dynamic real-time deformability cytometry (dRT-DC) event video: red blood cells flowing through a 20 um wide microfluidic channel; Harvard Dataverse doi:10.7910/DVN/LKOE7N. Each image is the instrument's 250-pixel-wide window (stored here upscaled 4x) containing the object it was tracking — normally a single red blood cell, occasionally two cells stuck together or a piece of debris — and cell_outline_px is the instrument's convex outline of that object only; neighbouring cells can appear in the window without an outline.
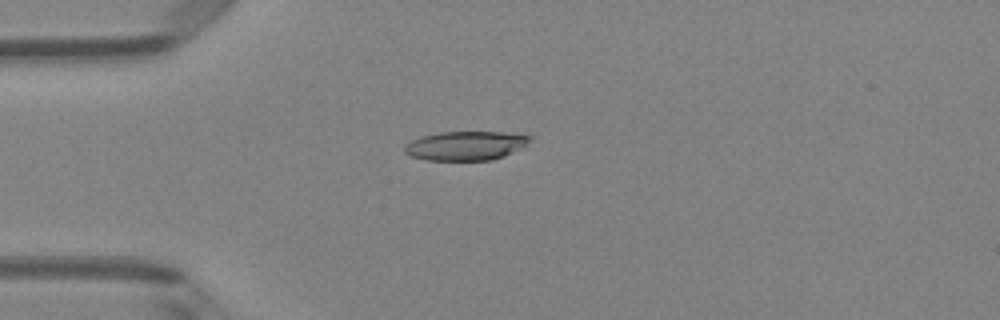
{"species": "Egyptian fruit bat (a non-hibernating species)", "species_latin": "Rousettus aegyptiacus", "temperature_condition": "room temperature", "stored_images_in_passage": 50, "camera_frame_rate_fps": 3000, "um_per_image_px": 0.085, "animal": {"sex": "female"}, "frame": {"image": 1, "passage_image": 13, "time_ms": 4.0, "image_size_px": [1000, 320], "cell_outline_px": [[536, 136], [532, 140], [520, 148], [504, 156], [492, 160], [424, 160], [412, 156], [404, 152], [404, 144], [420, 136], [440, 132], [500, 132]], "centroid_in_image_um": [39.58, 12.38], "position_along_channel_um": 45.4, "area_um2": 21.33}}
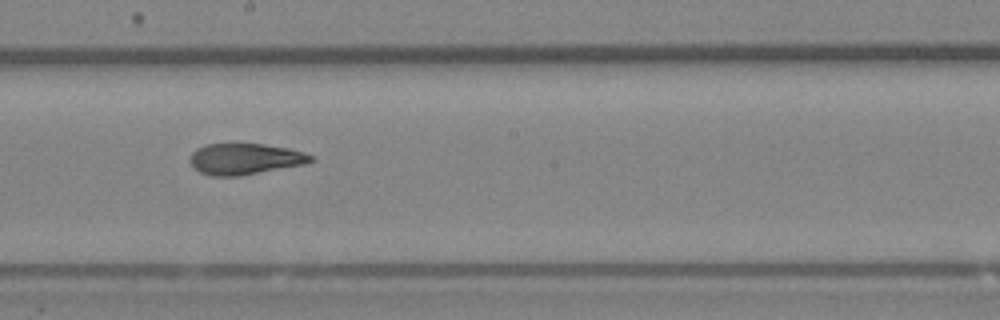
{"frame": {"image": 2, "passage_image": 28, "time_ms": 9.0, "image_size_px": [1000, 320], "cell_outline_px": [[316, 160], [304, 164], [240, 176], [212, 176], [200, 172], [188, 160], [188, 156], [196, 148], [204, 144], [264, 144], [288, 148], [304, 152], [316, 156]], "centroid_in_image_um": [20.83, 13.5], "position_along_channel_um": 227.4, "area_um2": 22.08}}
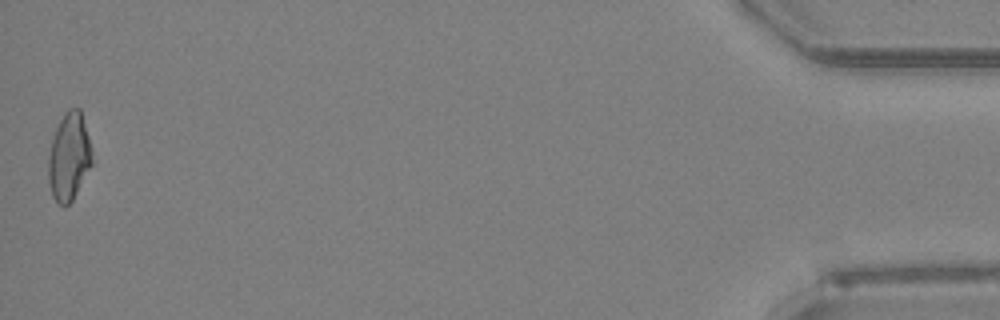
{"frame": {"image": 3, "passage_image": 50, "time_ms": 16.333, "image_size_px": [1000, 320], "cell_outline_px": [[92, 164], [72, 200], [64, 208], [56, 204], [52, 196], [48, 180], [48, 160], [52, 140], [56, 128], [64, 112], [68, 108], [80, 108], [88, 136], [92, 152]], "centroid_in_image_um": [5.85, 13.35], "position_along_channel_um": 429.3, "area_um2": 22.31}, "authors_computed_cell_mechanics": {"area_um2": 22.542, "velocity_mm_per_s": 4.0256, "shape_relaxation_time_tau1_ms": null, "shape_relaxation_time_tau2_ms": 2.5114, "deformation_change_tau1": null, "deformation_change_tau2": 0.1142}}